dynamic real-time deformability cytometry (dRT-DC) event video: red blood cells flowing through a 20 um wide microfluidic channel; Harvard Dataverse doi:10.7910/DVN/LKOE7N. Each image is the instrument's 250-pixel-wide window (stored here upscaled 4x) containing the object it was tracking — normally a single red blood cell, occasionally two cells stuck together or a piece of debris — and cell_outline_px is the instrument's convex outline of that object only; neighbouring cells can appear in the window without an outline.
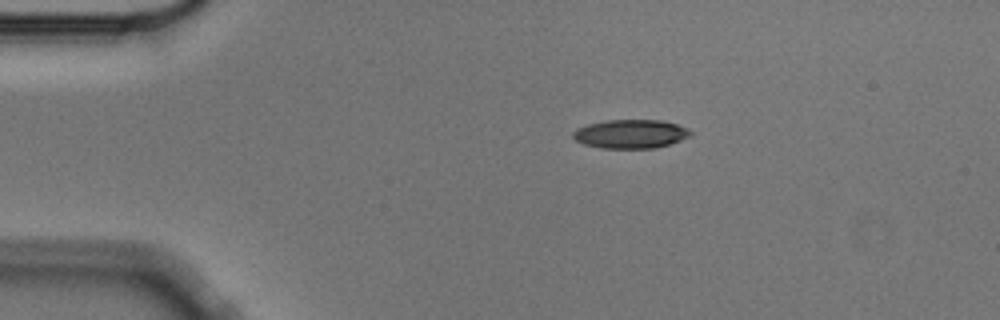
{"species": "Egyptian fruit bat (a non-hibernating species)", "species_latin": "Rousettus aegyptiacus", "temperature_condition": "cold", "stored_images_in_passage": 5, "camera_frame_rate_fps": 3000, "um_per_image_px": 0.085, "animal": {"sex": "male"}, "frame": {"image": 1, "passage_image": 5, "time_ms": 1.333, "image_size_px": [1000, 320], "cell_outline_px": [[692, 136], [656, 148], [600, 148], [584, 144], [576, 140], [572, 136], [572, 132], [576, 128], [588, 124], [604, 120], [664, 120], [676, 124], [692, 132]], "centroid_in_image_um": [53.57, 11.38], "position_along_channel_um": 31.4, "area_um2": 19.71}}